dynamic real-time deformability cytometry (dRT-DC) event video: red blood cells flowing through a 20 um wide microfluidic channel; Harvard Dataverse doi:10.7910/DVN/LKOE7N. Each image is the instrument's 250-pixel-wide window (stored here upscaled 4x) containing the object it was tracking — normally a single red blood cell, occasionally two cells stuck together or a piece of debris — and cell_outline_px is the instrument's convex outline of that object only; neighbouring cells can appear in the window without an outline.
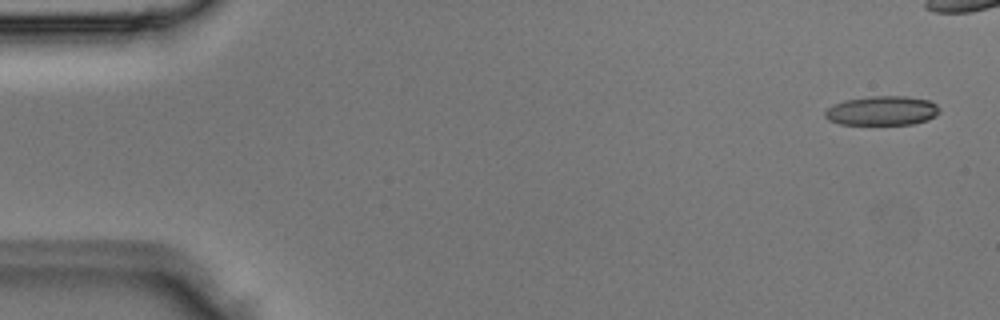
{"species": "Egyptian fruit bat (a non-hibernating species)", "species_latin": "Rousettus aegyptiacus", "temperature_condition": "room temperature", "stored_images_in_passage": 4, "camera_frame_rate_fps": 3000, "um_per_image_px": 0.085, "animal": {"sex": "male"}, "frame": {"image": 1, "passage_image": 1, "time_ms": 0.0, "image_size_px": [1000, 320], "cell_outline_px": [[940, 112], [936, 116], [928, 120], [912, 124], [840, 124], [828, 120], [824, 116], [824, 112], [832, 104], [844, 100], [868, 96], [904, 96], [928, 100], [936, 104], [940, 108]], "centroid_in_image_um": [74.97, 9.41], "position_along_channel_um": 10.0, "area_um2": 19.71}}